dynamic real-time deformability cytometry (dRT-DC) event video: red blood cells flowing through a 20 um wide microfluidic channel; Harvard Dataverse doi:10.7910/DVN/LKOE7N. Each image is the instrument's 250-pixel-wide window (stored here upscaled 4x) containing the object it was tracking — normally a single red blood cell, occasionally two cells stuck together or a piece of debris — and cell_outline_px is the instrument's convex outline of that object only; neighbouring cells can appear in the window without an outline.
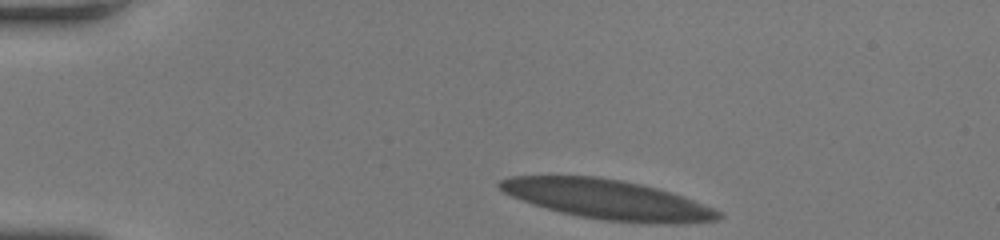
{"species": "human", "species_latin": "Homo sapiens", "temperature_condition": "room temperature", "stored_images_in_passage": 47, "camera_frame_rate_fps": 3000, "um_per_image_px": 0.085, "donor": {"sex": "female"}, "frame": {"image": 1, "passage_image": 1, "time_ms": 0.0, "image_size_px": [1000, 240], "cell_outline_px": [[724, 216], [716, 220], [668, 224], [604, 220], [580, 216], [560, 212], [532, 204], [512, 196], [504, 192], [496, 184], [500, 180], [508, 176], [596, 176], [624, 180], [672, 192], [684, 196], [712, 208], [720, 212]], "centroid_in_image_um": [51.62, 16.94], "position_along_channel_um": 33.4, "area_um2": 50.05}}
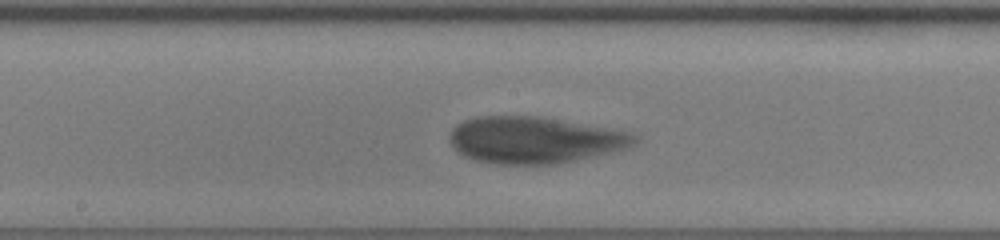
{"frame": {"image": 2, "passage_image": 21, "time_ms": 6.667, "image_size_px": [1000, 240], "cell_outline_px": [[640, 140], [636, 144], [628, 148], [576, 160], [556, 164], [496, 164], [476, 160], [464, 156], [456, 152], [448, 140], [448, 136], [452, 128], [456, 124], [464, 120], [476, 116], [540, 116], [612, 128], [632, 132], [640, 136]], "centroid_in_image_um": [45.45, 11.89], "position_along_channel_um": 202.8, "area_um2": 50.98}}
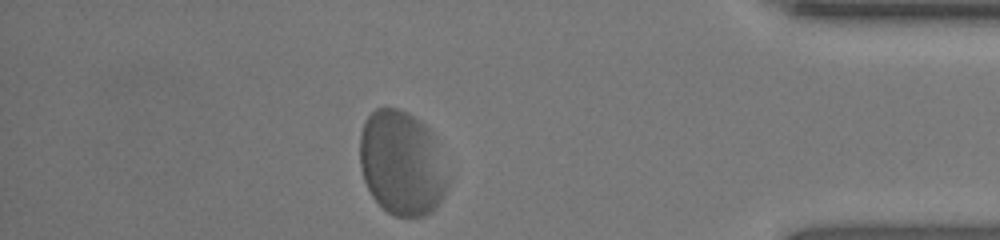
{"frame": {"image": 3, "passage_image": 40, "time_ms": 13.0, "image_size_px": [1000, 240], "cell_outline_px": [[456, 172], [444, 196], [424, 216], [396, 216], [388, 212], [372, 196], [364, 180], [360, 168], [360, 132], [364, 120], [376, 108], [400, 108], [408, 112], [420, 120], [436, 136]], "centroid_in_image_um": [34.27, 13.83], "position_along_channel_um": 400.9, "area_um2": 55.55}}